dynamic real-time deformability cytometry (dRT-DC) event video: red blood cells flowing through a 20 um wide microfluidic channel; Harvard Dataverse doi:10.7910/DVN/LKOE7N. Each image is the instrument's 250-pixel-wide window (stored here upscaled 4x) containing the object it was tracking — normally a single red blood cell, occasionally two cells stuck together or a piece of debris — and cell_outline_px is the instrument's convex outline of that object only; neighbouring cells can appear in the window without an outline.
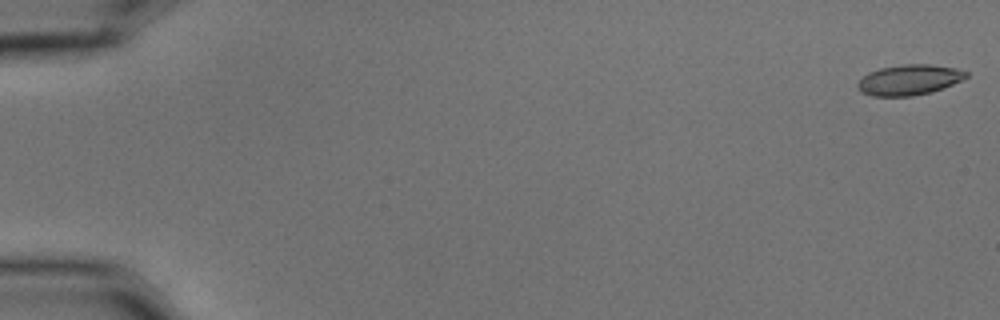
{"species": "common noctule bat (a hibernating species)", "species_latin": "Nyctalus noctula", "temperature_condition": "cold", "stored_images_in_passage": 7, "camera_frame_rate_fps": 3000, "um_per_image_px": 0.085, "animal": {"sex": "male", "body_mass_g": 15.6}, "frame": {"image": 1, "passage_image": 1, "time_ms": 0.0, "image_size_px": [1000, 320], "cell_outline_px": [[968, 76], [952, 84], [932, 92], [912, 96], [872, 96], [860, 92], [856, 88], [856, 84], [868, 72], [880, 68], [904, 64], [932, 64], [956, 68], [968, 72]], "centroid_in_image_um": [77.25, 6.79], "position_along_channel_um": 7.8, "area_um2": 19.31}}
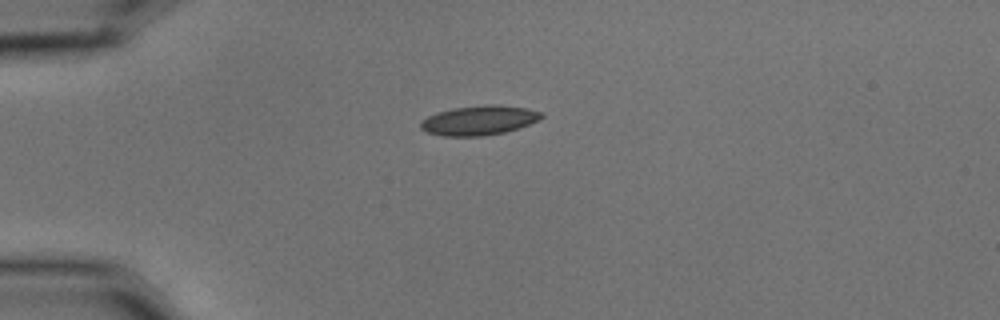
{"frame": {"image": 2, "passage_image": 5, "time_ms": 1.333, "image_size_px": [1000, 320], "cell_outline_px": [[544, 116], [540, 120], [520, 128], [504, 132], [484, 136], [440, 136], [428, 132], [420, 128], [420, 120], [428, 116], [452, 108], [484, 104], [496, 104], [528, 108], [544, 112]], "centroid_in_image_um": [40.77, 10.22], "position_along_channel_um": 44.2, "area_um2": 21.1}}